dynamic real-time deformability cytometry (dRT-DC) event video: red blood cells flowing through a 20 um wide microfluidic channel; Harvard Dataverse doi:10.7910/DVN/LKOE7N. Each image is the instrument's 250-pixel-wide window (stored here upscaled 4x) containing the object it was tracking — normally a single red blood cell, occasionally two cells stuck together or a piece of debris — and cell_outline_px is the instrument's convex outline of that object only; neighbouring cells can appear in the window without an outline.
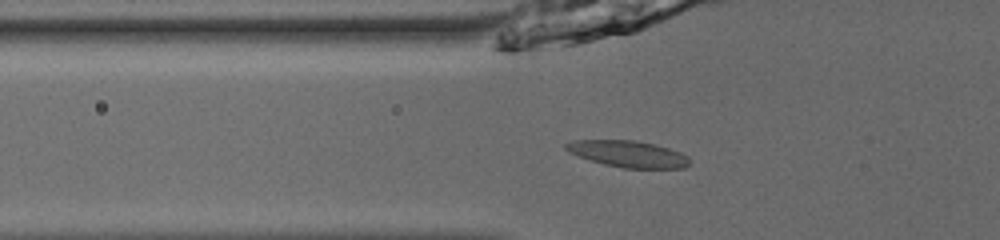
{"species": "common noctule bat (a hibernating species)", "species_latin": "Nyctalus noctula", "temperature_condition": "room temperature", "stored_images_in_passage": 51, "camera_frame_rate_fps": 3000, "um_per_image_px": 0.085, "animal": {"sex": "male", "body_mass_g": 13.0, "forearm_length_mm": 53.1}, "frame": {"image": 1, "passage_image": 17, "time_ms": 5.333, "image_size_px": [1000, 240], "cell_outline_px": [[688, 164], [684, 168], [624, 168], [604, 164], [568, 152], [564, 148], [564, 144], [576, 140], [632, 140], [656, 144], [680, 152], [688, 156]], "centroid_in_image_um": [53.39, 13.08], "position_along_channel_um": 72.4, "area_um2": 18.9}}
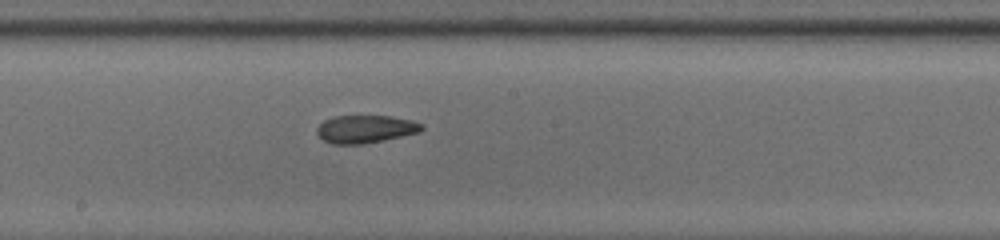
{"frame": {"image": 2, "passage_image": 28, "time_ms": 9.0, "image_size_px": [1000, 240], "cell_outline_px": [[424, 128], [420, 132], [384, 140], [364, 144], [332, 144], [324, 140], [316, 132], [316, 128], [324, 120], [336, 116], [388, 116], [408, 120], [424, 124]], "centroid_in_image_um": [31.05, 10.98], "position_along_channel_um": 217.1, "area_um2": 16.88}}
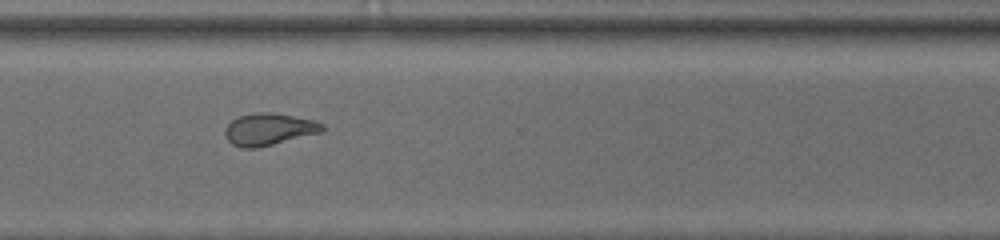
{"frame": {"image": 3, "passage_image": 38, "time_ms": 12.333, "image_size_px": [1000, 240], "cell_outline_px": [[324, 128], [320, 132], [256, 148], [244, 148], [232, 144], [224, 136], [224, 128], [232, 120], [240, 116], [256, 112], [272, 112], [312, 120], [324, 124]], "centroid_in_image_um": [22.8, 10.98], "position_along_channel_um": 347.8, "area_um2": 17.86}}